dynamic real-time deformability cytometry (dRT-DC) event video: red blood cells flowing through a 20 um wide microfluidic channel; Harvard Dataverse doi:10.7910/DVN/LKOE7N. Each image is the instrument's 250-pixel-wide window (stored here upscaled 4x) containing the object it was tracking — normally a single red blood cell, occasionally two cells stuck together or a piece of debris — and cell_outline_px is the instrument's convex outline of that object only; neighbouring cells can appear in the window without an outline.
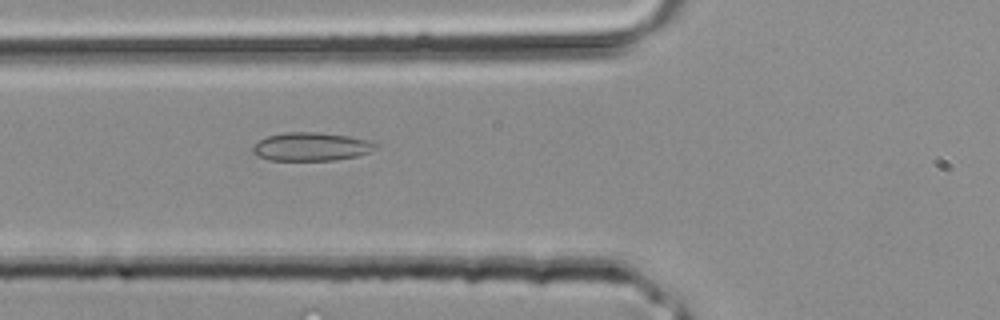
{"species": "common noctule bat (a hibernating species)", "species_latin": "Nyctalus noctula", "temperature_condition": "room temperature", "stored_images_in_passage": 4, "camera_frame_rate_fps": 3000, "um_per_image_px": 0.085, "animal": {"sex": "male", "body_mass_g": 20.4}, "frame": {"image": 1, "passage_image": 3, "time_ms": 0.667, "image_size_px": [1000, 320], "cell_outline_px": [[376, 148], [368, 152], [356, 156], [336, 160], [268, 160], [256, 156], [252, 152], [252, 144], [268, 136], [284, 132], [316, 132], [348, 136], [368, 140], [376, 144]], "centroid_in_image_um": [26.39, 12.47], "position_along_channel_um": 99.4, "area_um2": 20.29}}